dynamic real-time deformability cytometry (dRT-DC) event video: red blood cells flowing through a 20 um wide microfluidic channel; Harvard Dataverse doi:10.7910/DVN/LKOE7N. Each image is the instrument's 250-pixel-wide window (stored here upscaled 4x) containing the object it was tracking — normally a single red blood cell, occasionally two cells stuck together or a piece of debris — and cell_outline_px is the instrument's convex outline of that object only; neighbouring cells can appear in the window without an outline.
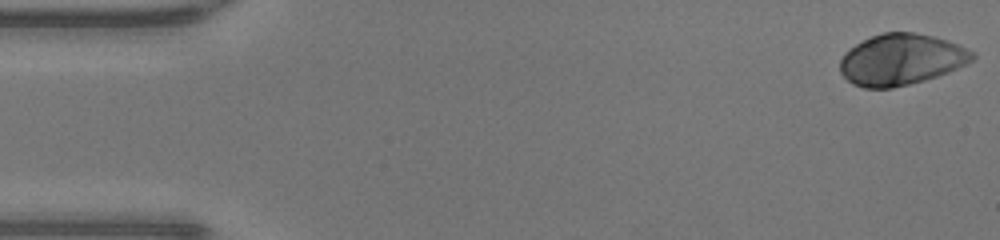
{"species": "human", "species_latin": "Homo sapiens", "temperature_condition": "warm", "stored_images_in_passage": 48, "camera_frame_rate_fps": 3000, "um_per_image_px": 0.085, "donor": {"sex": "male"}, "frame": {"image": 1, "passage_image": 1, "time_ms": 0.0, "image_size_px": [1000, 240], "cell_outline_px": [[976, 56], [972, 60], [948, 72], [924, 80], [892, 88], [864, 88], [852, 84], [840, 72], [840, 60], [844, 52], [856, 44], [872, 36], [884, 32], [912, 32], [932, 36], [948, 40], [976, 52]], "centroid_in_image_um": [76.59, 5.06], "position_along_channel_um": 8.4, "area_um2": 39.3}}
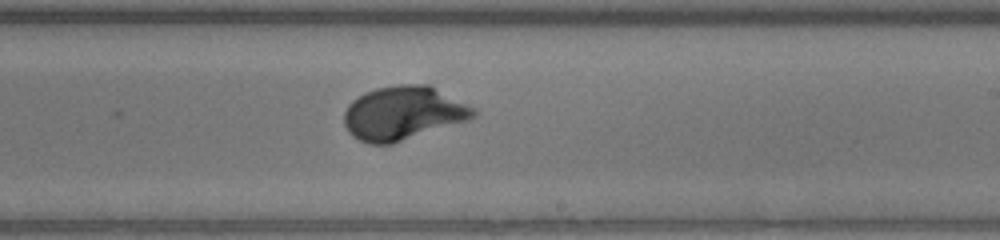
{"frame": {"image": 2, "passage_image": 28, "time_ms": 9.0, "image_size_px": [1000, 240], "cell_outline_px": [[480, 112], [476, 116], [468, 120], [392, 144], [368, 144], [352, 136], [348, 132], [344, 124], [344, 112], [348, 104], [352, 100], [376, 88], [400, 84], [428, 84], [476, 108]], "centroid_in_image_um": [34.29, 9.62], "position_along_channel_um": 254.7, "area_um2": 40.58}}
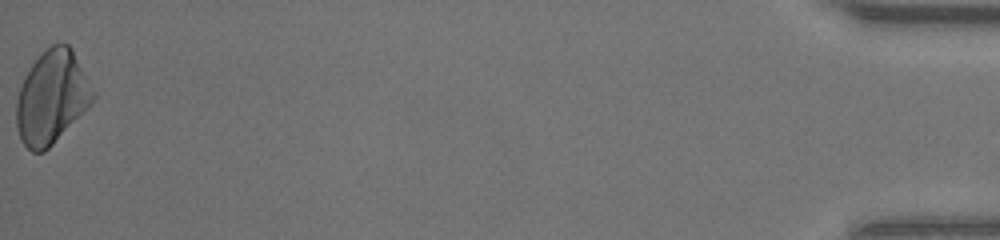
{"frame": {"image": 3, "passage_image": 48, "time_ms": 15.667, "image_size_px": [1000, 240], "cell_outline_px": [[96, 96], [92, 104], [44, 152], [32, 152], [24, 144], [20, 136], [16, 124], [16, 104], [20, 88], [32, 64], [52, 44], [68, 44], [72, 48], [96, 92]], "centroid_in_image_um": [4.44, 8.28], "position_along_channel_um": 430.8, "area_um2": 41.1}, "authors_computed_cell_mechanics": {"area_um2": 39.1306, "velocity_mm_per_s": 4.2879, "shape_relaxation_time_tau1_ms": 2.3877, "shape_relaxation_time_tau2_ms": null, "deformation_change_tau1": 0.1588, "deformation_change_tau2": null}}